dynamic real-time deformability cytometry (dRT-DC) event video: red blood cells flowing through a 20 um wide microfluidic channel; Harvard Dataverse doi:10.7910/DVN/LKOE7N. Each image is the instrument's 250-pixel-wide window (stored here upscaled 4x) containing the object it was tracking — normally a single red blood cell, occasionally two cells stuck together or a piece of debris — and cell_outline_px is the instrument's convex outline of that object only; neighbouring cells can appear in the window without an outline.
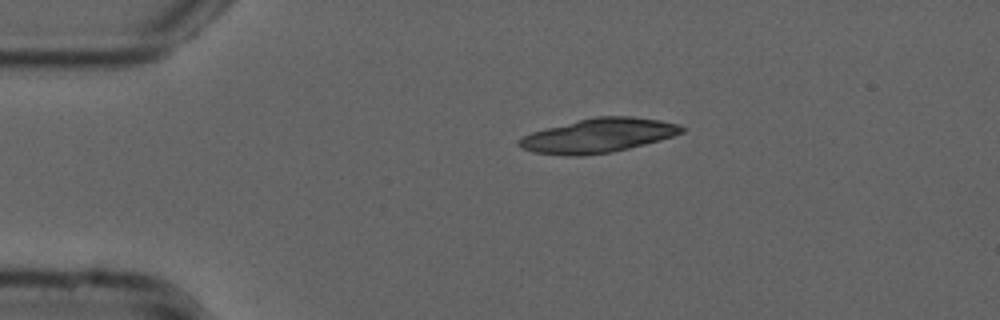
{"species": "common noctule bat (a hibernating species)", "species_latin": "Nyctalus noctula", "temperature_condition": "cold", "stored_images_in_passage": 43, "camera_frame_rate_fps": 3000, "um_per_image_px": 0.085, "animal": {"sex": "male", "forearm_length_mm": 52.5}, "frame": {"image": 1, "passage_image": 1, "time_ms": 0.0, "image_size_px": [1000, 320], "cell_outline_px": [[684, 132], [660, 140], [612, 152], [580, 156], [564, 156], [532, 152], [520, 148], [516, 144], [516, 140], [532, 132], [596, 116], [632, 116], [660, 120], [680, 124], [684, 128]], "centroid_in_image_um": [50.84, 11.53], "position_along_channel_um": 34.2, "area_um2": 32.31}}